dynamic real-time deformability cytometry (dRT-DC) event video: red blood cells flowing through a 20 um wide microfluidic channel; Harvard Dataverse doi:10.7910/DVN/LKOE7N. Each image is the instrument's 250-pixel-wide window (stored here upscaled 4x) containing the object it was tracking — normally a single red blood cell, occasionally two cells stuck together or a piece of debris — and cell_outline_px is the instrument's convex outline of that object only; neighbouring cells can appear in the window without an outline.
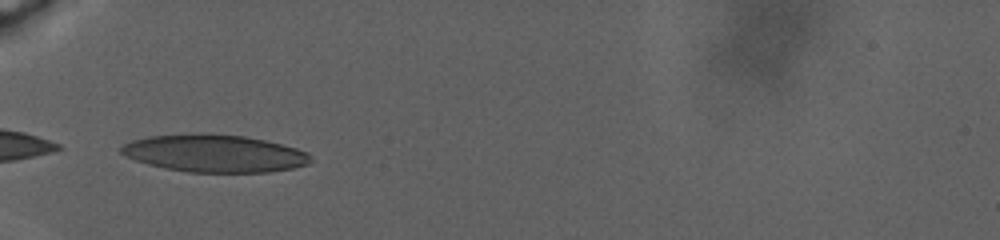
{"species": "human", "species_latin": "Homo sapiens", "temperature_condition": "warm", "stored_images_in_passage": 45, "camera_frame_rate_fps": 3000, "um_per_image_px": 0.085, "donor": {"sex": "male"}, "frame": {"image": 1, "passage_image": 1, "time_ms": 0.0, "image_size_px": [1000, 240], "cell_outline_px": [[312, 160], [308, 164], [292, 168], [268, 172], [188, 172], [164, 168], [148, 164], [124, 156], [120, 152], [120, 148], [124, 144], [132, 140], [148, 136], [208, 132], [244, 136], [264, 140], [296, 148], [308, 152], [312, 156]], "centroid_in_image_um": [18.22, 13.03], "position_along_channel_um": 66.8, "area_um2": 41.62}}
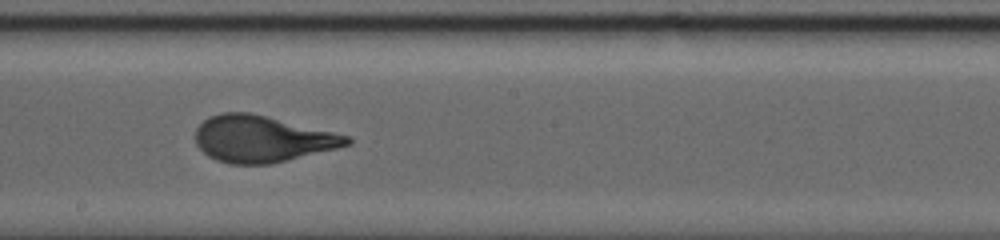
{"frame": {"image": 2, "passage_image": 19, "time_ms": 7.333, "image_size_px": [1000, 240], "cell_outline_px": [[352, 144], [272, 164], [228, 164], [216, 160], [208, 156], [196, 144], [196, 128], [208, 116], [224, 112], [248, 112], [332, 132], [348, 136], [352, 140]], "centroid_in_image_um": [22.23, 11.82], "position_along_channel_um": 226.0, "area_um2": 40.63}}
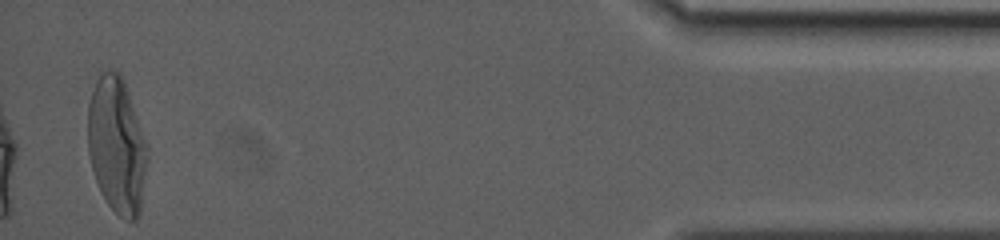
{"frame": {"image": 3, "passage_image": 45, "time_ms": 18.667, "image_size_px": [1000, 240], "cell_outline_px": [[148, 160], [140, 216], [136, 220], [124, 220], [108, 204], [96, 180], [92, 168], [88, 152], [88, 104], [96, 80], [104, 72], [120, 72], [124, 80], [148, 148]], "centroid_in_image_um": [9.95, 12.4], "position_along_channel_um": 425.3, "area_um2": 47.05}, "authors_computed_cell_mechanics": {"area_um2": 40.6334, "velocity_mm_per_s": 2.3087, "shape_relaxation_time_tau1_ms": 7.8595, "shape_relaxation_time_tau2_ms": null, "deformation_change_tau1": 0.2531, "deformation_change_tau2": null}}